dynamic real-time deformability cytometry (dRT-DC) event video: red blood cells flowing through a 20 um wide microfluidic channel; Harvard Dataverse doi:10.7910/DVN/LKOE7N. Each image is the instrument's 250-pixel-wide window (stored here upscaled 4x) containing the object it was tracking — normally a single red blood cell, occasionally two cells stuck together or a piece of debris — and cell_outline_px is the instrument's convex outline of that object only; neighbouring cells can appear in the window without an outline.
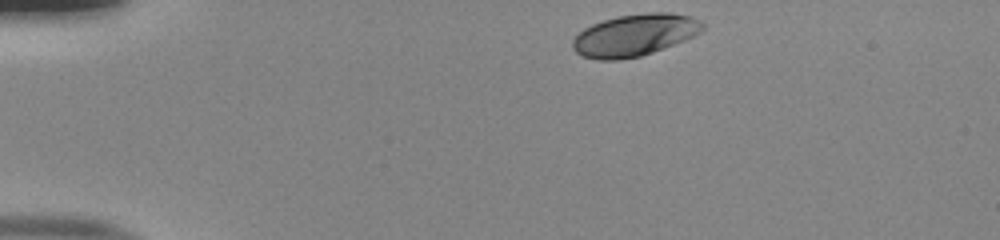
{"species": "human", "species_latin": "Homo sapiens", "temperature_condition": "room temperature", "stored_images_in_passage": 31, "camera_frame_rate_fps": 3000, "um_per_image_px": 0.085, "donor": {"sex": "male"}, "frame": {"image": 1, "passage_image": 1, "time_ms": 0.0, "image_size_px": [1000, 240], "cell_outline_px": [[704, 28], [700, 32], [684, 40], [652, 52], [640, 56], [620, 60], [596, 60], [580, 56], [572, 48], [572, 40], [584, 28], [592, 24], [616, 16], [648, 12], [668, 12], [692, 16], [700, 20], [704, 24]], "centroid_in_image_um": [53.92, 2.98], "position_along_channel_um": 31.1, "area_um2": 31.85}}
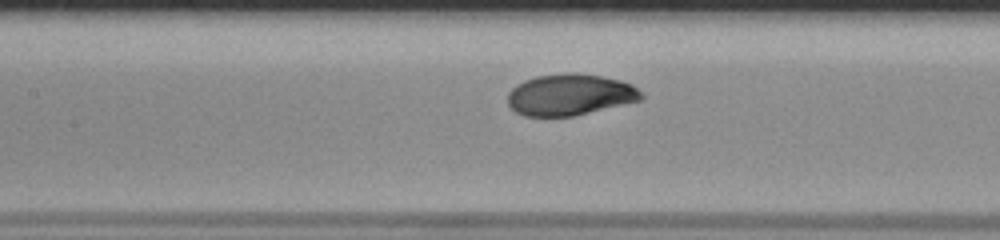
{"frame": {"image": 2, "passage_image": 16, "time_ms": 5.0, "image_size_px": [1000, 240], "cell_outline_px": [[644, 96], [640, 100], [572, 116], [524, 116], [516, 112], [508, 104], [508, 92], [516, 84], [524, 80], [536, 76], [568, 72], [576, 72], [600, 76], [620, 80], [632, 84]], "centroid_in_image_um": [48.41, 8.04], "position_along_channel_um": 159.0, "area_um2": 32.08}}
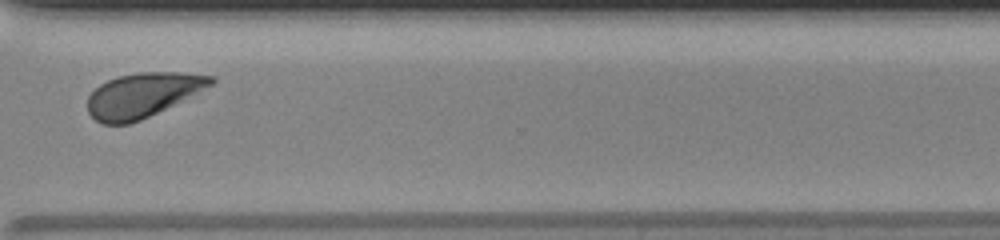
{"frame": {"image": 3, "passage_image": 31, "time_ms": 10.0, "image_size_px": [1000, 240], "cell_outline_px": [[216, 80], [212, 84], [140, 120], [128, 124], [104, 124], [96, 120], [88, 112], [88, 96], [100, 84], [108, 80], [120, 76], [136, 72], [180, 72], [216, 76]], "centroid_in_image_um": [12.09, 8.06], "position_along_channel_um": 358.5, "area_um2": 31.27}}